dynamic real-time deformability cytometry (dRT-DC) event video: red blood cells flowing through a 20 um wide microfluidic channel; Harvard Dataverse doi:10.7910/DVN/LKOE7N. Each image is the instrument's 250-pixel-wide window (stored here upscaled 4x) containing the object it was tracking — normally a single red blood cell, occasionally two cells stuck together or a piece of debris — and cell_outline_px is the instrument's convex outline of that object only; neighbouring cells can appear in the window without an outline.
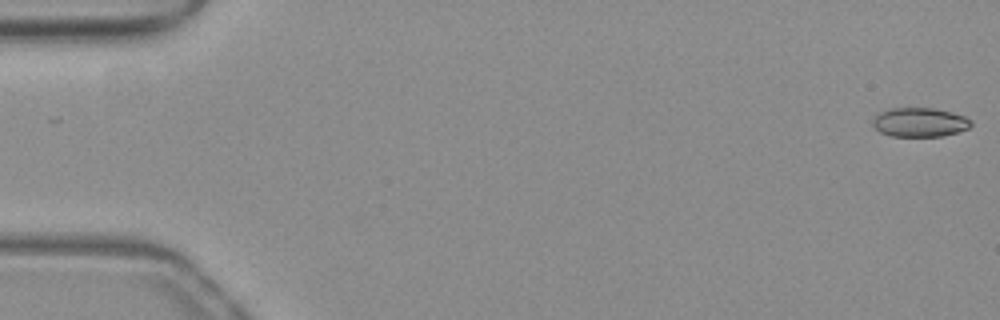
{"species": "common noctule bat (a hibernating species)", "species_latin": "Nyctalus noctula", "temperature_condition": "warm", "stored_images_in_passage": 52, "camera_frame_rate_fps": 3000, "um_per_image_px": 0.085, "animal": {"sex": "female", "body_mass_g": 19.3, "forearm_length_mm": 54.1}, "frame": {"image": 1, "passage_image": 1, "time_ms": 0.0, "image_size_px": [1000, 320], "cell_outline_px": [[972, 124], [968, 128], [944, 136], [888, 136], [872, 128], [872, 120], [880, 112], [888, 108], [932, 108], [952, 112], [964, 116], [972, 120]], "centroid_in_image_um": [78.14, 10.39], "position_along_channel_um": 6.9, "area_um2": 16.82}}
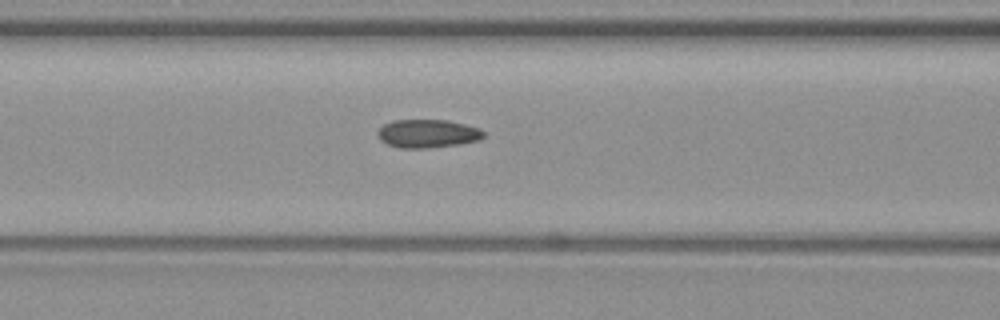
{"frame": {"image": 2, "passage_image": 22, "time_ms": 7.0, "image_size_px": [1000, 320], "cell_outline_px": [[484, 136], [480, 140], [460, 144], [428, 148], [400, 148], [388, 144], [380, 140], [376, 132], [384, 124], [392, 120], [444, 120], [464, 124], [480, 128], [484, 132]], "centroid_in_image_um": [36.34, 11.36], "position_along_channel_um": 130.3, "area_um2": 17.51}}
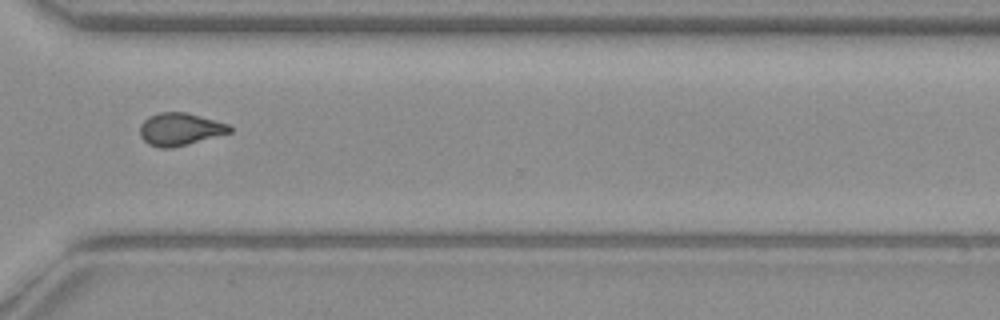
{"frame": {"image": 3, "passage_image": 39, "time_ms": 12.667, "image_size_px": [1000, 320], "cell_outline_px": [[232, 132], [188, 144], [172, 148], [160, 148], [148, 144], [140, 136], [140, 124], [148, 116], [160, 112], [184, 112], [200, 116], [228, 124], [232, 128]], "centroid_in_image_um": [15.27, 10.99], "position_along_channel_um": 355.3, "area_um2": 16.99}, "authors_computed_cell_mechanics": {"area_um2": 17.1955, "velocity_mm_per_s": 3.9817, "shape_relaxation_time_tau1_ms": null, "shape_relaxation_time_tau2_ms": 1.6965, "deformation_change_tau1": null, "deformation_change_tau2": 0.0736}}